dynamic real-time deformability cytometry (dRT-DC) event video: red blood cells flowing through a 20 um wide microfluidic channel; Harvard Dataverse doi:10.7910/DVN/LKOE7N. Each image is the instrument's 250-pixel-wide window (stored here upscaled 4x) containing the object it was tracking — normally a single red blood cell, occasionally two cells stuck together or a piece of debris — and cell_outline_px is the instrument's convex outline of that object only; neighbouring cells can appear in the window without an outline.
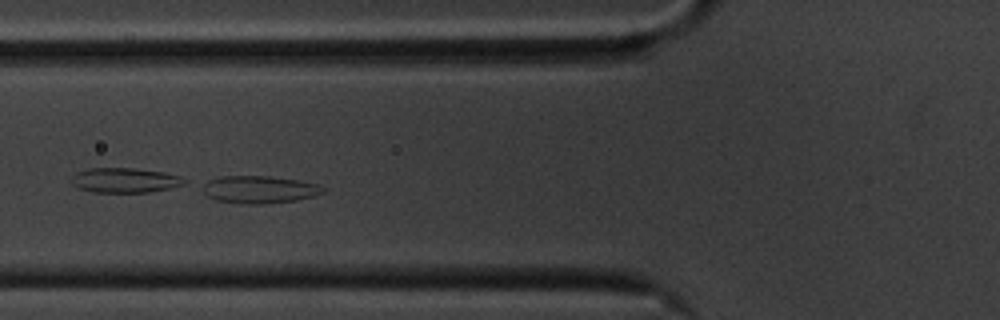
{"species": "common noctule bat (a hibernating species)", "species_latin": "Nyctalus noctula", "temperature_condition": "cold", "stored_images_in_passage": 42, "camera_frame_rate_fps": 3000, "um_per_image_px": 0.085, "animal": {"sex": "male", "body_mass_g": 20.1, "forearm_length_mm": 53.5}, "frame": {"image": 1, "passage_image": 7, "time_ms": 2.0, "image_size_px": [1000, 320], "cell_outline_px": [[328, 192], [296, 200], [264, 204], [240, 204], [216, 200], [208, 196], [196, 184], [220, 176], [272, 176], [300, 180], [320, 184]], "centroid_in_image_um": [22.01, 16.1], "position_along_channel_um": 103.8, "area_um2": 19.83}}
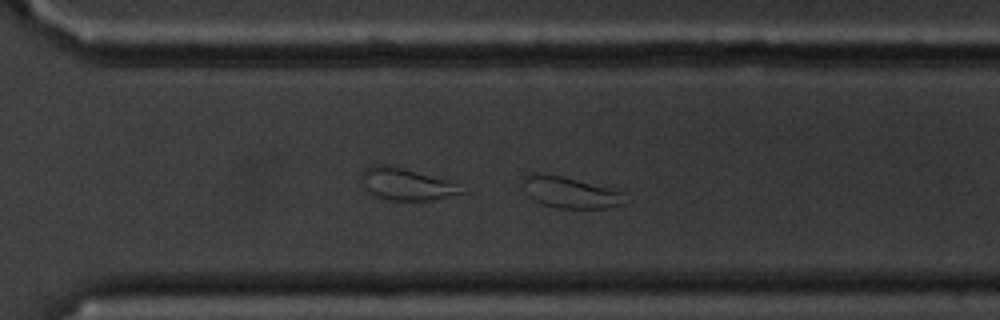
{"frame": {"image": 2, "passage_image": 26, "time_ms": 8.333, "image_size_px": [1000, 320], "cell_outline_px": [[632, 200], [624, 204], [608, 208], [556, 208], [532, 200], [528, 196], [524, 184], [524, 176], [528, 172], [540, 172], [564, 176], [624, 192]], "centroid_in_image_um": [48.52, 16.35], "position_along_channel_um": 322.1, "area_um2": 19.02}}
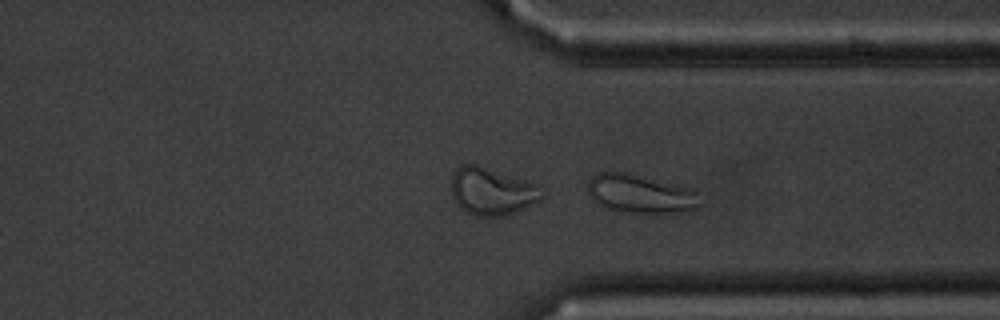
{"frame": {"image": 3, "passage_image": 29, "time_ms": 9.333, "image_size_px": [1000, 320], "cell_outline_px": [[704, 204], [700, 208], [676, 212], [620, 212], [608, 208], [592, 200], [588, 192], [588, 180], [592, 176], [600, 172], [628, 172], [692, 188]], "centroid_in_image_um": [54.46, 16.46], "position_along_channel_um": 356.9, "area_um2": 25.37}, "authors_computed_cell_mechanics": {"area_um2": 20.8369, "velocity_mm_per_s": 3.447, "shape_relaxation_time_tau1_ms": 1.3375, "shape_relaxation_time_tau2_ms": 1.4728, "deformation_change_tau1": 0.2556, "deformation_change_tau2": 0.0825}}